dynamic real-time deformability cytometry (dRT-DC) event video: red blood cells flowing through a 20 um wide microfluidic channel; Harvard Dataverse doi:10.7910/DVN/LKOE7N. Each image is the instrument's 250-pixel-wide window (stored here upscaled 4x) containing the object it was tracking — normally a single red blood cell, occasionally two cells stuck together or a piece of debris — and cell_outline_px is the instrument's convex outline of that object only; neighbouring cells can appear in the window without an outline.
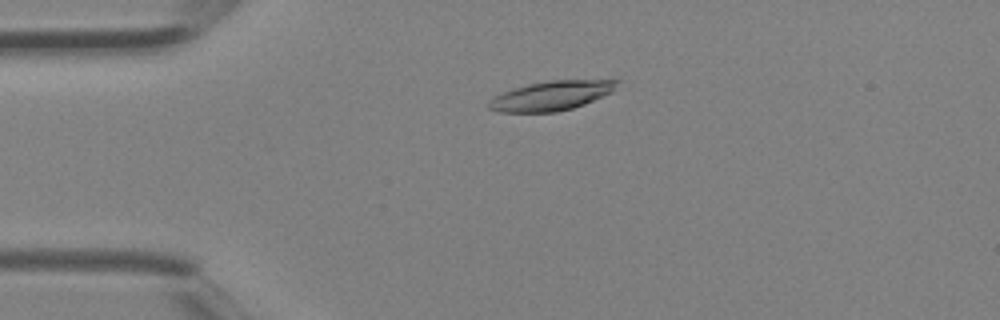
{"species": "Egyptian fruit bat (a non-hibernating species)", "species_latin": "Rousettus aegyptiacus", "temperature_condition": "room temperature", "stored_images_in_passage": 2, "camera_frame_rate_fps": 3000, "um_per_image_px": 0.085, "animal": {"sex": "female"}, "frame": {"image": 1, "passage_image": 2, "time_ms": 0.333, "image_size_px": [1000, 320], "cell_outline_px": [[620, 80], [612, 92], [584, 104], [572, 108], [556, 112], [500, 112], [488, 108], [488, 100], [504, 92], [528, 84], [548, 80]], "centroid_in_image_um": [46.86, 8.14], "position_along_channel_um": 38.1, "area_um2": 21.73}}